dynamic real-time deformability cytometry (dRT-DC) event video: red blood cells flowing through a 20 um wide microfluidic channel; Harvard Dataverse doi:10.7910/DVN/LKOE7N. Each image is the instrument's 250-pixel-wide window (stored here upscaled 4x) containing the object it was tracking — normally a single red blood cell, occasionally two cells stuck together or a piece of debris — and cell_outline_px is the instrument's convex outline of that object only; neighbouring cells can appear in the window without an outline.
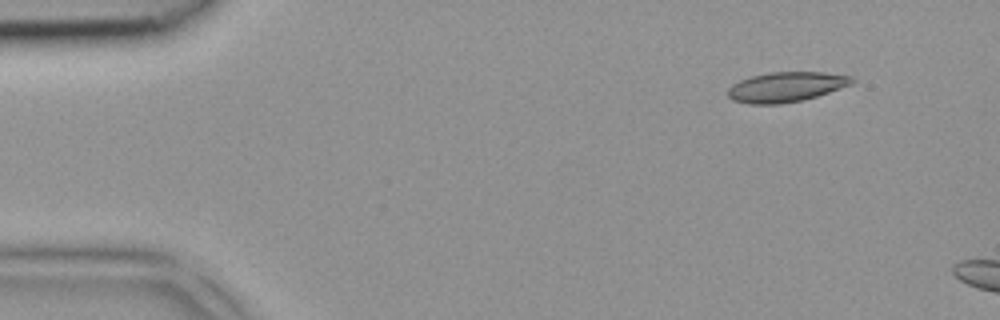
{"species": "common noctule bat (a hibernating species)", "species_latin": "Nyctalus noctula", "temperature_condition": "room temperature", "stored_images_in_passage": 2, "camera_frame_rate_fps": 3000, "um_per_image_px": 0.085, "animal": {"sex": "female", "body_mass_g": 18.4}, "frame": {"image": 1, "passage_image": 1, "time_ms": 0.0, "image_size_px": [1000, 320], "cell_outline_px": [[856, 80], [852, 84], [804, 100], [780, 104], [748, 104], [732, 100], [728, 96], [728, 88], [732, 84], [740, 80], [752, 76], [768, 72], [824, 72], [852, 76]], "centroid_in_image_um": [66.81, 7.39], "position_along_channel_um": 18.2, "area_um2": 21.73}}